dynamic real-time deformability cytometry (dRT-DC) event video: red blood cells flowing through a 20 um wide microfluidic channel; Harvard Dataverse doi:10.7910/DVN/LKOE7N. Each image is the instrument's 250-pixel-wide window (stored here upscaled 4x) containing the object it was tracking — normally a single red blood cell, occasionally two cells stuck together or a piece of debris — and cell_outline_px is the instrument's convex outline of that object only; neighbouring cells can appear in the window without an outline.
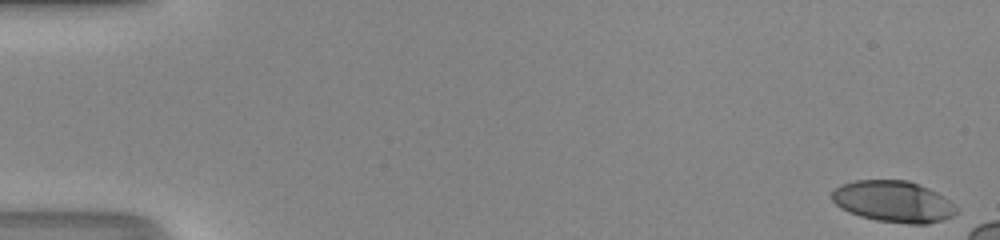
{"species": "human", "species_latin": "Homo sapiens", "temperature_condition": "room temperature", "stored_images_in_passage": 11, "camera_frame_rate_fps": 3000, "um_per_image_px": 0.085, "donor": {"sex": "male"}, "frame": {"image": 1, "passage_image": 1, "time_ms": 0.0, "image_size_px": [1000, 240], "cell_outline_px": [[956, 212], [952, 216], [944, 220], [928, 224], [908, 224], [876, 220], [860, 216], [848, 212], [840, 208], [832, 200], [832, 192], [840, 184], [856, 180], [908, 180], [928, 188], [944, 196], [956, 204]], "centroid_in_image_um": [75.94, 17.13], "position_along_channel_um": 9.1, "area_um2": 30.17}}